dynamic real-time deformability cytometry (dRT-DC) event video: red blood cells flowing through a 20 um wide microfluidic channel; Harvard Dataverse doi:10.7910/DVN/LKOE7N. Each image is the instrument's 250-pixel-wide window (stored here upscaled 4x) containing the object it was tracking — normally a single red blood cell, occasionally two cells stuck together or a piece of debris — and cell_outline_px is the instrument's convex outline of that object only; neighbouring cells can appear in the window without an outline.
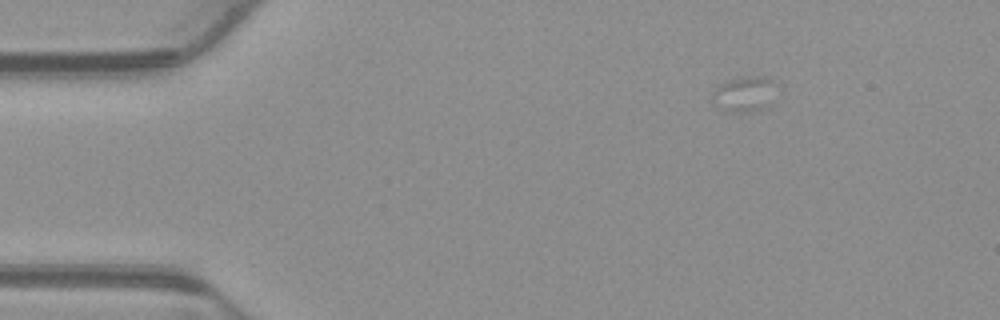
{"species": "common noctule bat (a hibernating species)", "species_latin": "Nyctalus noctula", "temperature_condition": "warm", "stored_images_in_passage": 29, "camera_frame_rate_fps": 3000, "um_per_image_px": 0.085, "animal": {"sex": "male", "body_mass_g": 23.1, "forearm_length_mm": 52.7}, "frame": {"image": 1, "passage_image": 9, "time_ms": 2.667, "image_size_px": [1000, 320], "cell_outline_px": [[772, 80], [768, 108], [756, 112], [732, 112], [716, 104], [712, 100], [712, 92], [720, 84], [736, 76], [764, 76]], "centroid_in_image_um": [63.21, 7.99], "position_along_channel_um": 21.8, "area_um2": 12.89}}